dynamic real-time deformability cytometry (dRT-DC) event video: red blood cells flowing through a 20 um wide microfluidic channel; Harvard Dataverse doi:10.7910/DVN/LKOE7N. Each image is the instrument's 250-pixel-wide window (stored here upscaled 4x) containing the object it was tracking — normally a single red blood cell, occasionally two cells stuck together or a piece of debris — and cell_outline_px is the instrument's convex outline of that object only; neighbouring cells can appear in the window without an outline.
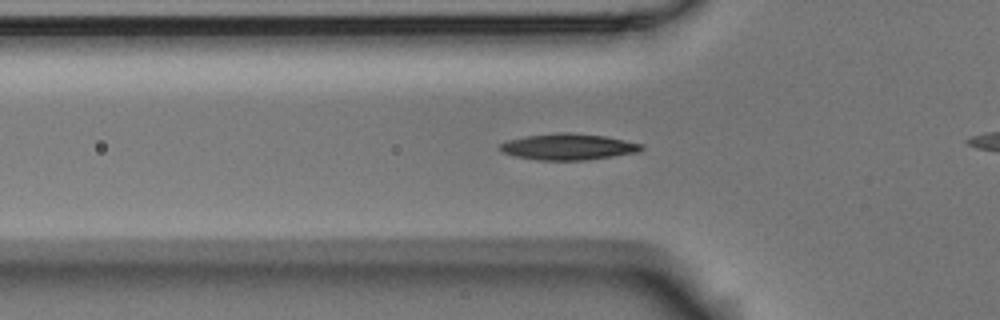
{"species": "Egyptian fruit bat (a non-hibernating species)", "species_latin": "Rousettus aegyptiacus", "temperature_condition": "room temperature", "stored_images_in_passage": 41, "camera_frame_rate_fps": 3000, "um_per_image_px": 0.085, "animal": {"sex": "male"}, "frame": {"image": 1, "passage_image": 15, "time_ms": 4.667, "image_size_px": [1000, 320], "cell_outline_px": [[644, 148], [640, 152], [584, 160], [536, 160], [516, 156], [500, 152], [496, 148], [504, 140], [524, 136], [560, 132], [572, 132], [604, 136], [644, 144]], "centroid_in_image_um": [48.24, 12.47], "position_along_channel_um": 77.6, "area_um2": 21.91}}
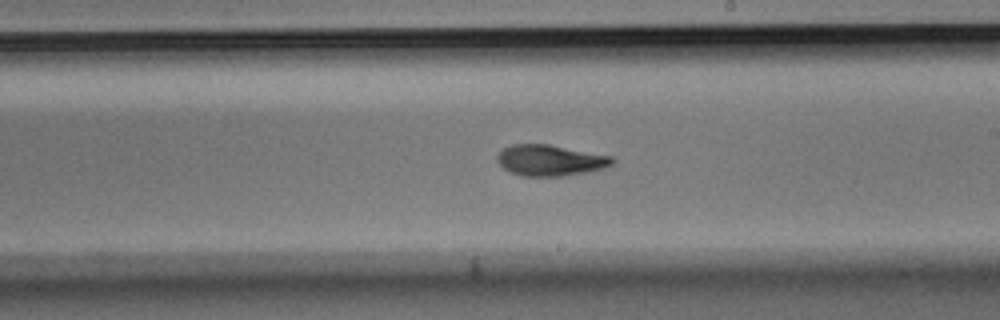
{"frame": {"image": 2, "passage_image": 28, "time_ms": 9.0, "image_size_px": [1000, 320], "cell_outline_px": [[616, 160], [612, 164], [604, 168], [588, 172], [564, 176], [524, 176], [512, 172], [504, 168], [496, 160], [496, 156], [504, 148], [512, 144], [548, 144], [612, 156]], "centroid_in_image_um": [46.79, 13.63], "position_along_channel_um": 242.2, "area_um2": 20.75}}
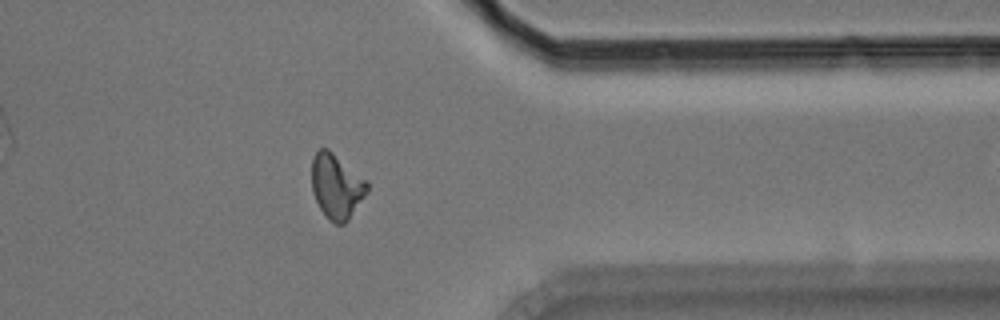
{"frame": {"image": 3, "passage_image": 40, "time_ms": 13.0, "image_size_px": [1000, 320], "cell_outline_px": [[368, 192], [348, 220], [344, 224], [336, 224], [328, 220], [320, 208], [312, 192], [312, 156], [320, 148], [328, 148], [368, 180]], "centroid_in_image_um": [28.61, 15.82], "position_along_channel_um": 382.8, "area_um2": 21.15}}